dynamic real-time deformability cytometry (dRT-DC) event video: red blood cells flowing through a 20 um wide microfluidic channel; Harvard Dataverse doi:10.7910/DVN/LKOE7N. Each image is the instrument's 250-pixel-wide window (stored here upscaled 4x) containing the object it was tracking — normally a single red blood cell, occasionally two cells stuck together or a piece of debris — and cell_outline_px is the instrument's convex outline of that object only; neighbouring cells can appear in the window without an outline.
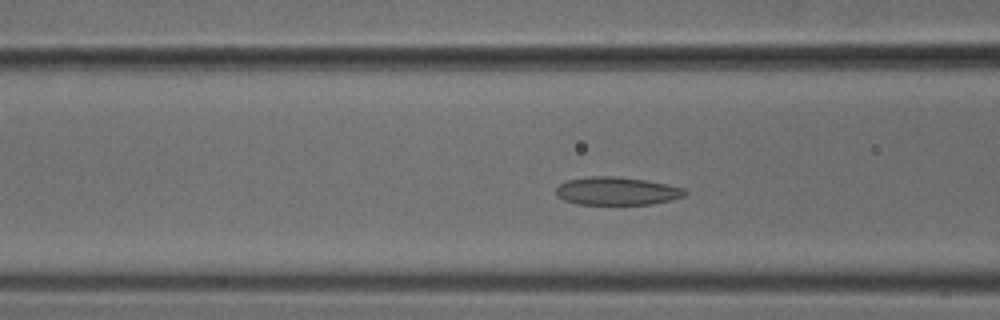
{"species": "common noctule bat (a hibernating species)", "species_latin": "Nyctalus noctula", "temperature_condition": "cold", "stored_images_in_passage": 45, "camera_frame_rate_fps": 3000, "um_per_image_px": 0.085, "animal": {"sex": "male", "body_mass_g": 18.8}, "frame": {"image": 1, "passage_image": 14, "time_ms": 4.333, "image_size_px": [1000, 320], "cell_outline_px": [[688, 192], [684, 196], [672, 200], [652, 204], [576, 204], [564, 200], [556, 196], [556, 188], [564, 180], [592, 176], [616, 176], [648, 180], [668, 184], [684, 188]], "centroid_in_image_um": [52.44, 16.23], "position_along_channel_um": 114.2, "area_um2": 21.33}}
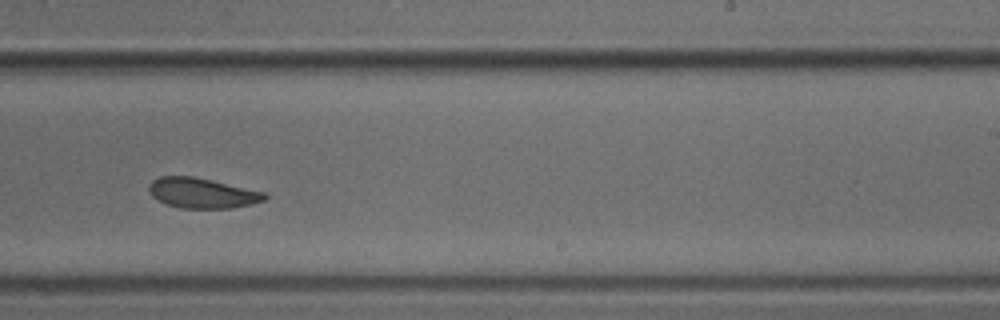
{"frame": {"image": 2, "passage_image": 26, "time_ms": 8.333, "image_size_px": [1000, 320], "cell_outline_px": [[268, 196], [264, 200], [252, 204], [232, 208], [180, 208], [168, 204], [152, 196], [148, 192], [148, 184], [152, 180], [160, 176], [192, 176], [212, 180], [268, 192]], "centroid_in_image_um": [17.21, 16.4], "position_along_channel_um": 271.8, "area_um2": 20.52}}
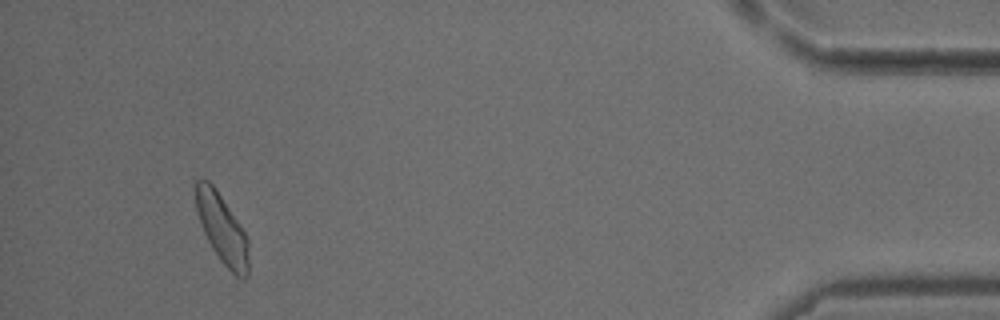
{"frame": {"image": 3, "passage_image": 42, "time_ms": 13.667, "image_size_px": [1000, 320], "cell_outline_px": [[248, 276], [244, 280], [240, 280], [220, 260], [212, 248], [204, 232], [196, 208], [192, 188], [196, 180], [200, 176], [204, 176], [216, 188], [240, 224], [248, 240]], "centroid_in_image_um": [18.84, 19.37], "position_along_channel_um": 416.4, "area_um2": 21.68}}